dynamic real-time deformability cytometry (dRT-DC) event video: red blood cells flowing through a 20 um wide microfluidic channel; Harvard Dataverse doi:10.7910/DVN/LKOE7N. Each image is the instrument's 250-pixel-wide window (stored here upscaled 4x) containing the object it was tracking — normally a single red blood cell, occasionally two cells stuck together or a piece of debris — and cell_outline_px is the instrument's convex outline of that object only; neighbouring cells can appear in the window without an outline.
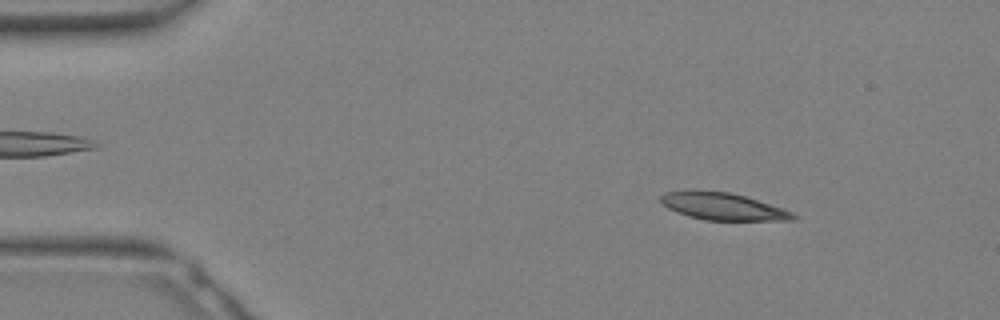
{"species": "Egyptian fruit bat (a non-hibernating species)", "species_latin": "Rousettus aegyptiacus", "temperature_condition": "warm", "stored_images_in_passage": 15, "camera_frame_rate_fps": 3000, "um_per_image_px": 0.085, "animal": {"sex": "female"}, "frame": {"image": 1, "passage_image": 4, "time_ms": 1.0, "image_size_px": [1000, 320], "cell_outline_px": [[796, 220], [704, 220], [688, 216], [676, 212], [668, 208], [660, 200], [660, 196], [664, 192], [728, 192], [744, 196], [784, 208], [792, 212], [796, 216]], "centroid_in_image_um": [61.49, 17.58], "position_along_channel_um": 23.5, "area_um2": 20.4}}
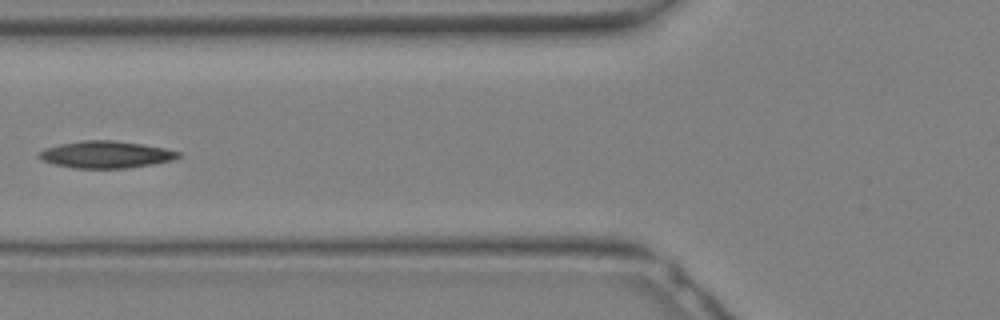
{"frame": {"image": 2, "passage_image": 12, "time_ms": 3.667, "image_size_px": [1000, 320], "cell_outline_px": [[184, 156], [172, 160], [152, 164], [128, 168], [72, 168], [40, 160], [36, 156], [44, 148], [60, 144], [80, 140], [116, 140], [164, 148], [180, 152]], "centroid_in_image_um": [8.99, 13.13], "position_along_channel_um": 116.8, "area_um2": 22.02}}
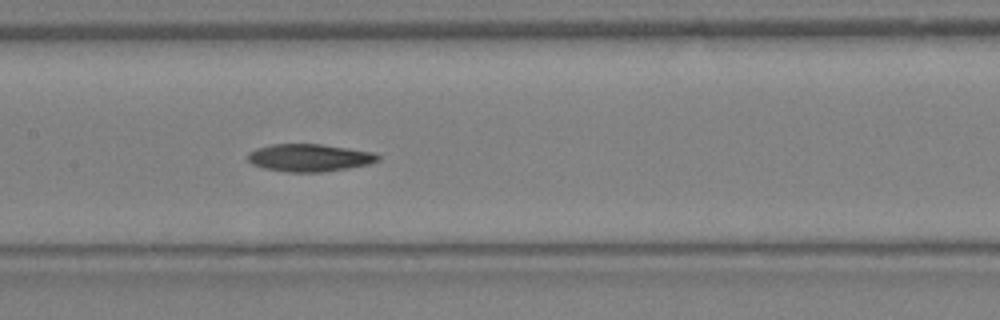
{"frame": {"image": 3, "passage_image": 15, "time_ms": 4.667, "image_size_px": [1000, 320], "cell_outline_px": [[380, 160], [368, 164], [348, 168], [320, 172], [288, 172], [264, 168], [252, 164], [248, 160], [248, 152], [256, 148], [272, 144], [320, 144], [348, 148], [372, 152], [380, 156]], "centroid_in_image_um": [26.28, 13.4], "position_along_channel_um": 181.1, "area_um2": 20.81}}